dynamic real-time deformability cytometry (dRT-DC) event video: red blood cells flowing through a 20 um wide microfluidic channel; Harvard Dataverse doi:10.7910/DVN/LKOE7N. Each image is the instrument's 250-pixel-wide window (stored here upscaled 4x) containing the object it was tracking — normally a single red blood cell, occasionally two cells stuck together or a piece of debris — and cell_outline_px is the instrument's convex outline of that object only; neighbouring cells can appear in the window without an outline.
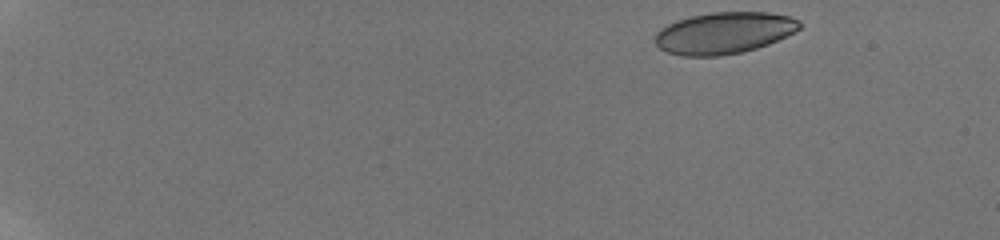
{"species": "human", "species_latin": "Homo sapiens", "temperature_condition": "room temperature", "stored_images_in_passage": 50, "camera_frame_rate_fps": 3000, "um_per_image_px": 0.085, "donor": {"sex": "male"}, "frame": {"image": 1, "passage_image": 1, "time_ms": 0.0, "image_size_px": [1000, 240], "cell_outline_px": [[800, 28], [768, 44], [756, 48], [740, 52], [720, 56], [680, 56], [668, 52], [660, 48], [656, 44], [656, 32], [660, 28], [676, 20], [692, 16], [712, 12], [768, 12], [788, 16], [800, 20]], "centroid_in_image_um": [61.51, 2.8], "position_along_channel_um": 23.5, "area_um2": 34.8}}
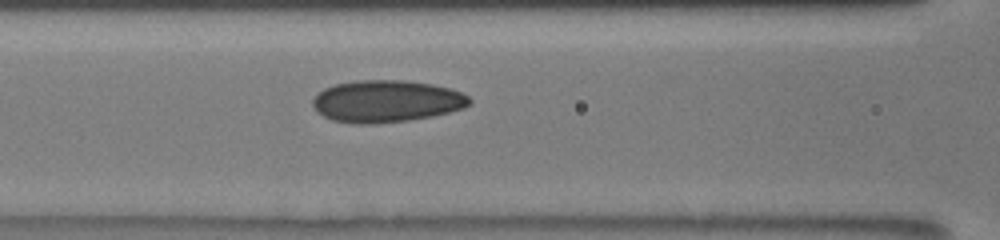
{"frame": {"image": 2, "passage_image": 22, "time_ms": 7.0, "image_size_px": [1000, 240], "cell_outline_px": [[472, 104], [464, 108], [432, 116], [408, 120], [372, 124], [352, 124], [332, 120], [316, 112], [312, 104], [312, 100], [324, 88], [336, 84], [356, 80], [400, 80], [432, 84], [448, 88], [460, 92], [468, 96], [472, 100]], "centroid_in_image_um": [32.83, 8.61], "position_along_channel_um": 133.8, "area_um2": 38.44}}
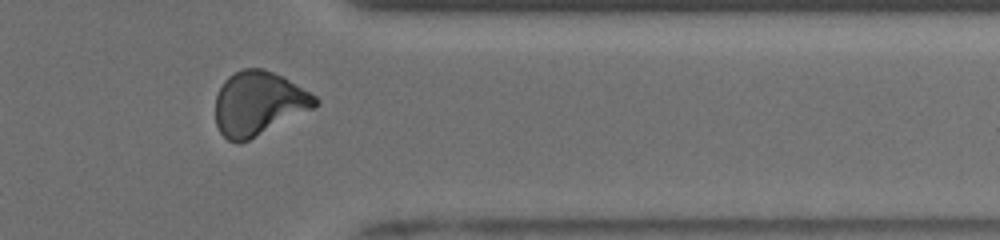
{"frame": {"image": 3, "passage_image": 42, "time_ms": 13.667, "image_size_px": [1000, 240], "cell_outline_px": [[320, 104], [248, 140], [236, 144], [228, 140], [220, 132], [216, 124], [216, 96], [224, 80], [228, 76], [244, 68], [264, 68], [288, 80], [316, 96], [320, 100]], "centroid_in_image_um": [21.94, 8.79], "position_along_channel_um": 389.5, "area_um2": 36.59}, "authors_computed_cell_mechanics": {"area_um2": 36.414, "velocity_mm_per_s": 3.876, "shape_relaxation_time_tau1_ms": null, "shape_relaxation_time_tau2_ms": 1.4372, "deformation_change_tau1": null, "deformation_change_tau2": 0.0745}}